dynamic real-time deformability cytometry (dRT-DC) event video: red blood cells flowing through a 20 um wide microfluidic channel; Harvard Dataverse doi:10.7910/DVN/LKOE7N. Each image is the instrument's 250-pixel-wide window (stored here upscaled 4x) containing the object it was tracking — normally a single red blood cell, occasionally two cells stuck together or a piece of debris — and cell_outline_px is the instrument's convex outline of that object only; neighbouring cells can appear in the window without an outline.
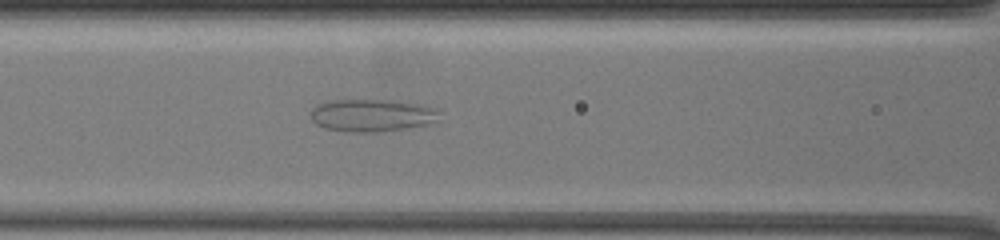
{"species": "common noctule bat (a hibernating species)", "species_latin": "Nyctalus noctula", "temperature_condition": "warm", "stored_images_in_passage": 27, "camera_frame_rate_fps": 3000, "um_per_image_px": 0.085, "animal": {"sex": "female", "body_mass_g": 19.5, "forearm_length_mm": 54.1}, "frame": {"image": 1, "passage_image": 5, "time_ms": 1.333, "image_size_px": [1000, 240], "cell_outline_px": [[436, 120], [428, 124], [404, 128], [376, 132], [348, 132], [324, 128], [316, 124], [312, 120], [312, 108], [316, 104], [332, 100], [392, 100], [412, 104], [428, 108], [436, 112]], "centroid_in_image_um": [31.47, 9.81], "position_along_channel_um": 135.1, "area_um2": 23.7}}
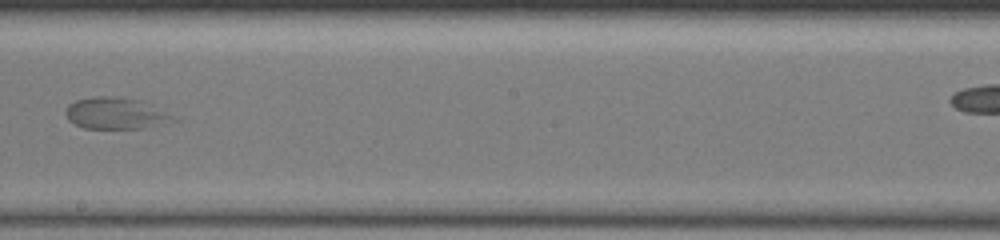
{"frame": {"image": 2, "passage_image": 14, "time_ms": 4.333, "image_size_px": [1000, 240], "cell_outline_px": [[176, 120], [144, 128], [84, 128], [68, 120], [64, 112], [68, 104], [76, 100], [100, 96], [112, 96], [144, 100], [172, 116]], "centroid_in_image_um": [9.79, 9.62], "position_along_channel_um": 238.4, "area_um2": 19.59}}
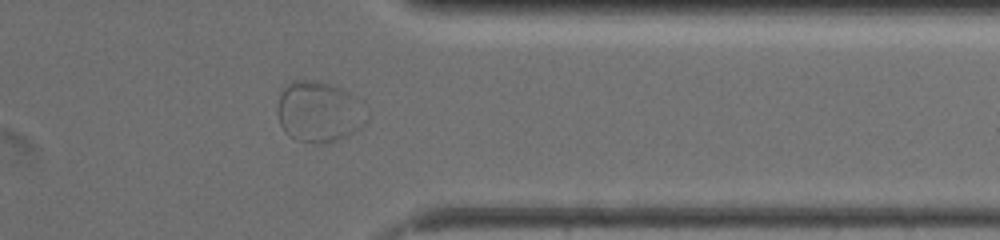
{"frame": {"image": 3, "passage_image": 24, "time_ms": 8.667, "image_size_px": [1000, 240], "cell_outline_px": [[364, 124], [360, 128], [328, 144], [312, 144], [296, 140], [288, 136], [284, 132], [280, 124], [276, 112], [276, 108], [280, 96], [284, 88], [292, 80], [320, 80], [332, 84], [348, 92], [352, 96], [364, 120]], "centroid_in_image_um": [26.97, 9.52], "position_along_channel_um": 384.4, "area_um2": 31.1}}